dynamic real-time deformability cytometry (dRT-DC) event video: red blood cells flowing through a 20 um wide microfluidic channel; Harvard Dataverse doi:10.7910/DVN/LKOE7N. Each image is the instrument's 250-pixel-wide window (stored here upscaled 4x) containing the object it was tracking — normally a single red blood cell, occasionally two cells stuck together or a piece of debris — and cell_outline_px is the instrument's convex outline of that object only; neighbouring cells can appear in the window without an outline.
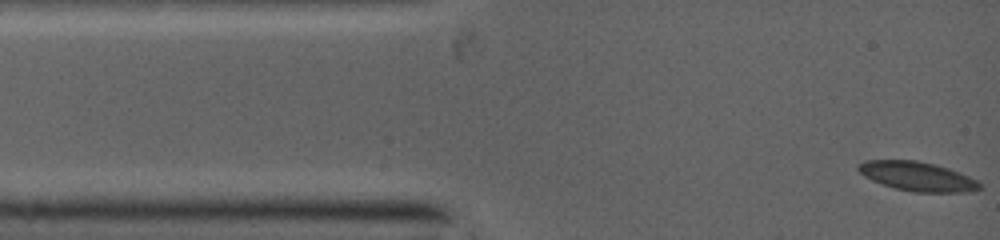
{"species": "common noctule bat (a hibernating species)", "species_latin": "Nyctalus noctula", "temperature_condition": "warm", "stored_images_in_passage": 28, "camera_frame_rate_fps": 5000, "um_per_image_px": 0.085, "animal": {"sex": "female", "body_mass_g": 19.0, "forearm_length_mm": 53.3}, "frame": {"image": 1, "passage_image": 1, "time_ms": 0.0, "image_size_px": [1000, 240], "cell_outline_px": [[980, 188], [964, 192], [912, 192], [896, 188], [872, 180], [864, 176], [856, 168], [860, 164], [868, 160], [916, 160], [932, 164], [968, 176], [976, 180], [980, 184]], "centroid_in_image_um": [77.93, 14.99], "position_along_channel_um": 7.1, "area_um2": 20.06}}
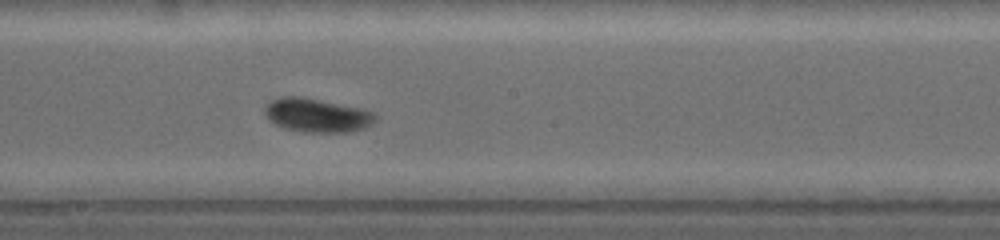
{"frame": {"image": 2, "passage_image": 16, "time_ms": 6.2, "image_size_px": [1000, 240], "cell_outline_px": [[376, 120], [360, 128], [348, 132], [304, 132], [288, 128], [276, 124], [264, 112], [264, 108], [272, 100], [288, 96], [296, 96], [356, 108], [372, 112], [376, 116]], "centroid_in_image_um": [26.91, 9.81], "position_along_channel_um": 221.3, "area_um2": 20.63}}
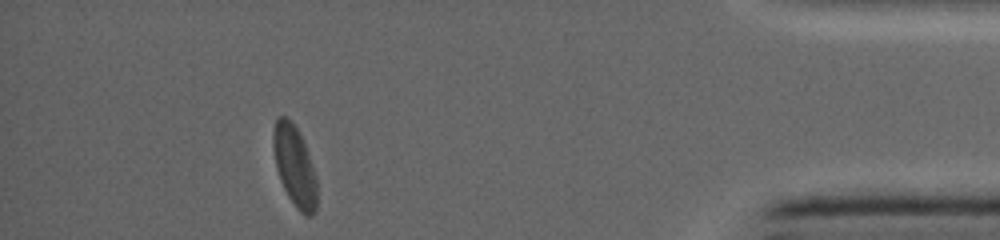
{"frame": {"image": 3, "passage_image": 28, "time_ms": 11.8, "image_size_px": [1000, 240], "cell_outline_px": [[316, 208], [312, 216], [304, 216], [296, 208], [288, 196], [280, 180], [276, 168], [272, 140], [272, 136], [276, 120], [280, 116], [284, 116], [296, 128], [304, 144], [316, 176]], "centroid_in_image_um": [25.03, 14.17], "position_along_channel_um": 410.2, "area_um2": 20.11}}